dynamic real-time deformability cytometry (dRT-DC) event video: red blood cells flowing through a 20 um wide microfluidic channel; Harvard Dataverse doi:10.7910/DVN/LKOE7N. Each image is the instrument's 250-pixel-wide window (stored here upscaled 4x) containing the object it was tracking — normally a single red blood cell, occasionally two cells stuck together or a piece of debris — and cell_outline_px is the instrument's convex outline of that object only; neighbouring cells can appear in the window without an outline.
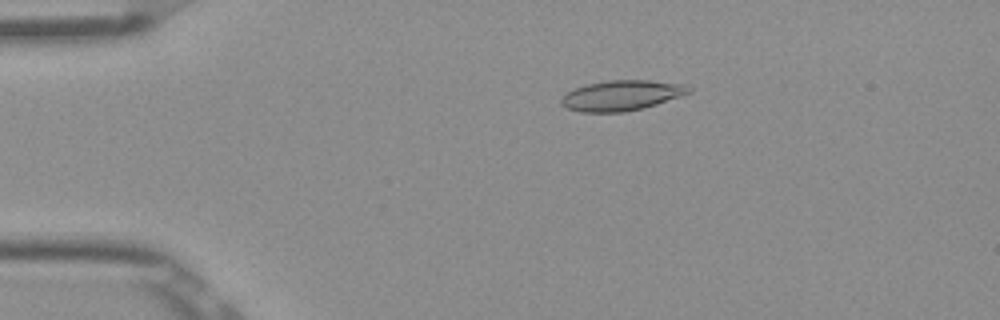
{"species": "Egyptian fruit bat (a non-hibernating species)", "species_latin": "Rousettus aegyptiacus", "temperature_condition": "room temperature", "stored_images_in_passage": 52, "camera_frame_rate_fps": 3000, "um_per_image_px": 0.085, "frame": {"image": 1, "passage_image": 10, "time_ms": 3.0, "image_size_px": [1000, 320], "cell_outline_px": [[692, 92], [644, 108], [624, 112], [580, 112], [568, 108], [560, 104], [560, 100], [568, 92], [576, 88], [588, 84], [608, 80], [648, 80], [688, 84], [692, 88]], "centroid_in_image_um": [52.88, 8.11], "position_along_channel_um": 32.1, "area_um2": 22.48}}
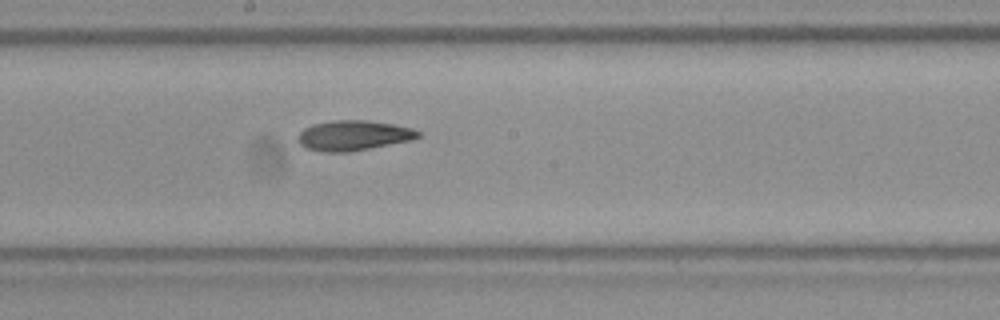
{"frame": {"image": 2, "passage_image": 28, "time_ms": 9.0, "image_size_px": [1000, 320], "cell_outline_px": [[420, 136], [412, 140], [348, 152], [324, 152], [304, 148], [296, 140], [296, 136], [304, 128], [312, 124], [332, 120], [368, 120], [392, 124], [412, 128], [420, 132]], "centroid_in_image_um": [29.99, 11.51], "position_along_channel_um": 218.2, "area_um2": 21.21}}
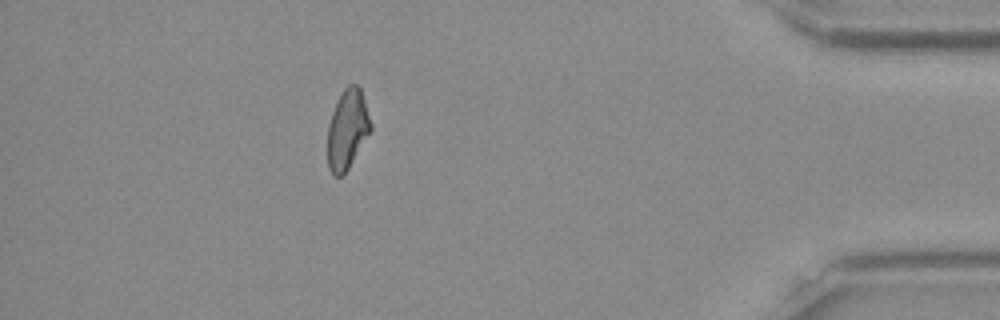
{"frame": {"image": 3, "passage_image": 46, "time_ms": 15.0, "image_size_px": [1000, 320], "cell_outline_px": [[372, 128], [348, 168], [340, 176], [336, 176], [328, 168], [328, 124], [332, 112], [344, 88], [348, 84], [356, 84], [360, 88], [372, 124]], "centroid_in_image_um": [29.52, 10.97], "position_along_channel_um": 405.7, "area_um2": 19.54}, "authors_computed_cell_mechanics": {"area_um2": 20.8947, "velocity_mm_per_s": 3.915, "shape_relaxation_time_tau1_ms": null, "shape_relaxation_time_tau2_ms": 3.8483, "deformation_change_tau1": null, "deformation_change_tau2": 0.1041}}